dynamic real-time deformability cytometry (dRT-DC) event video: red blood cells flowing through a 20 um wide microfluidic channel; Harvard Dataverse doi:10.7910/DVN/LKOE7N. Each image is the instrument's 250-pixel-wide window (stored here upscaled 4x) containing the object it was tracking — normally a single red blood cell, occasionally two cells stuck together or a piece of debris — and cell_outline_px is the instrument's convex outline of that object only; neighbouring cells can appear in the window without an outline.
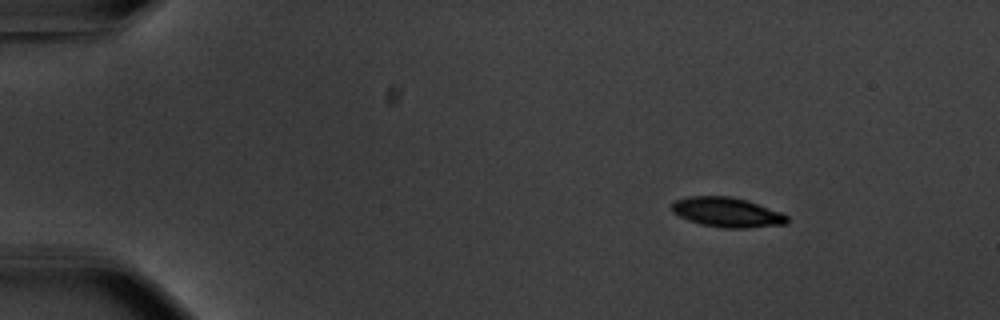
{"species": "common noctule bat (a hibernating species)", "species_latin": "Nyctalus noctula", "temperature_condition": "warm", "stored_images_in_passage": 49, "camera_frame_rate_fps": 3000, "um_per_image_px": 0.085, "animal": {"sex": "male", "body_mass_g": 20.1, "forearm_length_mm": 53.5}, "frame": {"image": 1, "passage_image": 1, "time_ms": 0.0, "image_size_px": [1000, 320], "cell_outline_px": [[788, 220], [784, 224], [748, 228], [724, 228], [700, 224], [688, 220], [672, 212], [672, 204], [676, 200], [688, 196], [732, 196], [780, 212], [788, 216]], "centroid_in_image_um": [61.76, 18.05], "position_along_channel_um": 23.2, "area_um2": 19.71}}
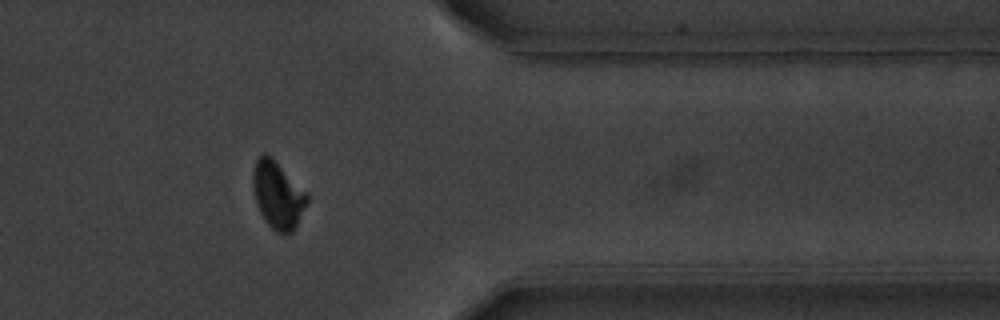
{"frame": {"image": 2, "passage_image": 39, "time_ms": 12.667, "image_size_px": [1000, 320], "cell_outline_px": [[308, 200], [296, 228], [292, 232], [284, 236], [276, 232], [268, 224], [260, 212], [256, 204], [252, 184], [252, 168], [256, 160], [264, 152], [272, 156], [308, 192]], "centroid_in_image_um": [23.62, 16.56], "position_along_channel_um": 387.8, "area_um2": 21.73}}
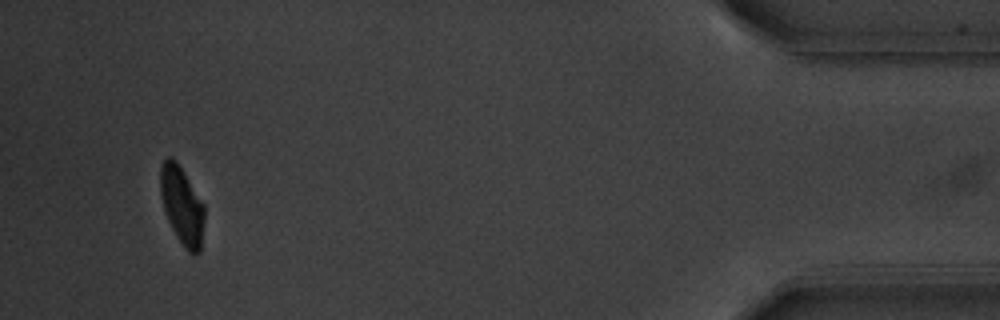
{"frame": {"image": 3, "passage_image": 46, "time_ms": 15.0, "image_size_px": [1000, 320], "cell_outline_px": [[204, 220], [200, 252], [188, 252], [184, 248], [176, 236], [168, 220], [164, 208], [160, 192], [160, 168], [164, 160], [168, 156], [172, 156], [176, 160], [184, 172], [204, 204]], "centroid_in_image_um": [15.46, 17.44], "position_along_channel_um": 419.7, "area_um2": 19.88}, "authors_computed_cell_mechanics": {"area_um2": 20.9236, "velocity_mm_per_s": 3.7046, "shape_relaxation_time_tau1_ms": 2.3843, "shape_relaxation_time_tau2_ms": null, "deformation_change_tau1": 0.1294, "deformation_change_tau2": null}}